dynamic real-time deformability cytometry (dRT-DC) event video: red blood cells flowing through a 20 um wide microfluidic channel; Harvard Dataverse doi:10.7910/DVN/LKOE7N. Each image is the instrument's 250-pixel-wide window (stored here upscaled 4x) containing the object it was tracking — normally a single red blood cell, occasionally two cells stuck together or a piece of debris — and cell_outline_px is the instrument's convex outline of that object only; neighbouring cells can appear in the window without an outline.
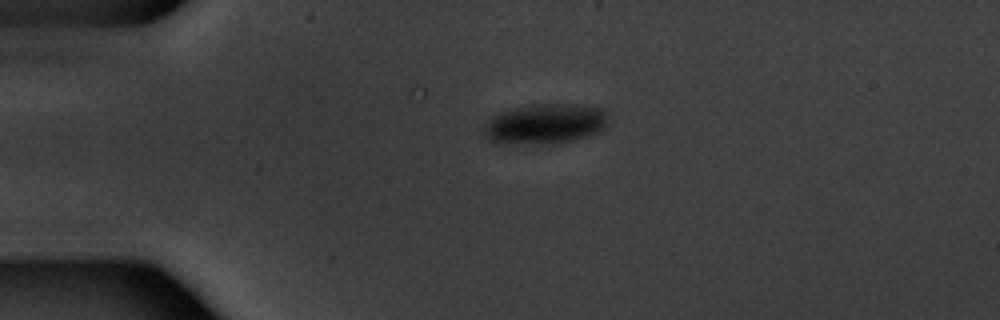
{"species": "common noctule bat (a hibernating species)", "species_latin": "Nyctalus noctula", "temperature_condition": "warm", "stored_images_in_passage": 42, "camera_frame_rate_fps": 3000, "um_per_image_px": 0.085, "animal": {"sex": "male", "body_mass_g": 20.1, "forearm_length_mm": 53.5}, "frame": {"image": 1, "passage_image": 1, "time_ms": 0.0, "image_size_px": [1000, 320], "cell_outline_px": [[612, 112], [608, 124], [600, 132], [588, 136], [556, 144], [496, 144], [488, 140], [484, 136], [484, 124], [492, 116], [500, 112], [516, 108], [536, 104], [592, 104], [604, 108]], "centroid_in_image_um": [46.42, 10.53], "position_along_channel_um": 38.6, "area_um2": 30.23}}
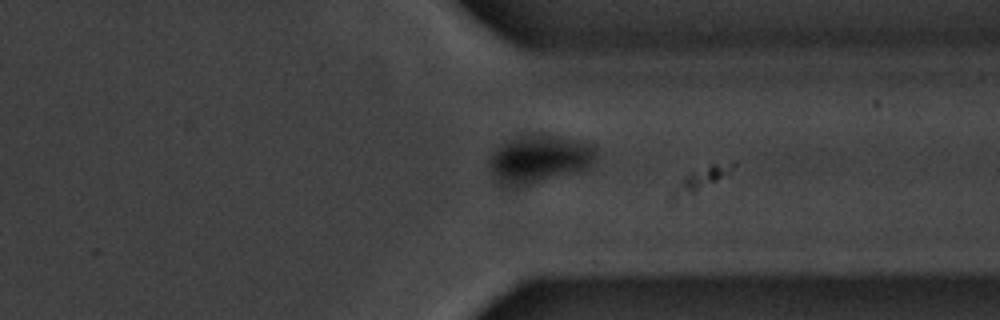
{"frame": {"image": 2, "passage_image": 30, "time_ms": 9.667, "image_size_px": [1000, 320], "cell_outline_px": [[596, 156], [580, 172], [516, 188], [508, 188], [500, 184], [492, 172], [488, 160], [508, 140], [516, 136], [528, 132], [544, 132], [560, 136], [584, 144], [592, 148]], "centroid_in_image_um": [45.76, 13.52], "position_along_channel_um": 365.6, "area_um2": 29.77}}
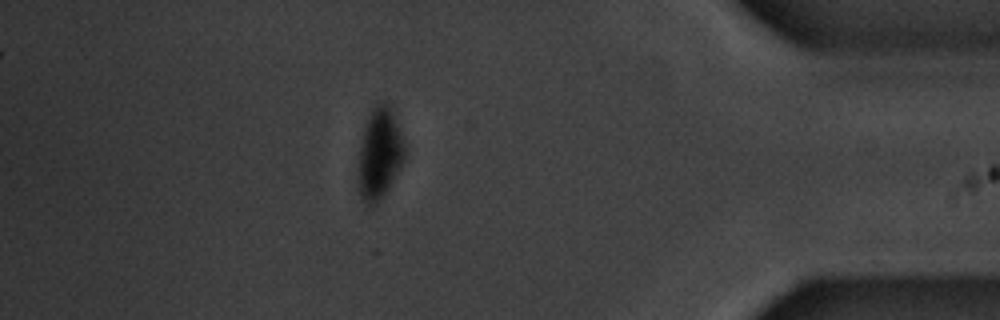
{"frame": {"image": 3, "passage_image": 36, "time_ms": 11.667, "image_size_px": [1000, 320], "cell_outline_px": [[404, 160], [400, 168], [388, 188], [372, 208], [364, 204], [360, 196], [356, 172], [356, 168], [364, 124], [372, 108], [380, 100], [384, 100], [392, 104], [404, 140]], "centroid_in_image_um": [32.24, 13.0], "position_along_channel_um": 403.0, "area_um2": 25.55}, "authors_computed_cell_mechanics": {"area_um2": 29.9404, "velocity_mm_per_s": 3.749, "shape_relaxation_time_tau1_ms": 2.4279, "shape_relaxation_time_tau2_ms": null, "deformation_change_tau1": 0.1216, "deformation_change_tau2": null}}